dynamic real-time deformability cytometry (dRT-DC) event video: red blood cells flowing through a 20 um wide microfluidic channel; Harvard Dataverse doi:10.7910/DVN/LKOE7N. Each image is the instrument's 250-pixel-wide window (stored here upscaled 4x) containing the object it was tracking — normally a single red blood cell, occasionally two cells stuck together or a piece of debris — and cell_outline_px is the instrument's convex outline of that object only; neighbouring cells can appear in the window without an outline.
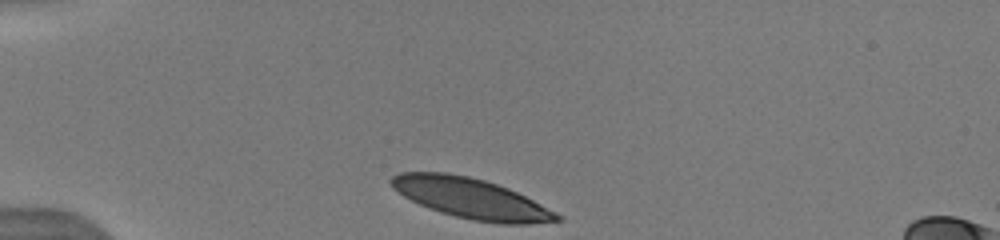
{"species": "human", "species_latin": "Homo sapiens", "temperature_condition": "warm", "stored_images_in_passage": 17, "camera_frame_rate_fps": 3000, "um_per_image_px": 0.085, "donor": {"sex": "male"}, "frame": {"image": 1, "passage_image": 1, "time_ms": 0.0, "image_size_px": [1000, 240], "cell_outline_px": [[564, 220], [528, 224], [500, 224], [476, 220], [456, 216], [440, 212], [428, 208], [404, 196], [392, 188], [388, 180], [392, 176], [400, 172], [444, 172], [468, 176], [484, 180], [508, 188], [556, 212]], "centroid_in_image_um": [40.01, 16.86], "position_along_channel_um": 45.0, "area_um2": 38.61}}